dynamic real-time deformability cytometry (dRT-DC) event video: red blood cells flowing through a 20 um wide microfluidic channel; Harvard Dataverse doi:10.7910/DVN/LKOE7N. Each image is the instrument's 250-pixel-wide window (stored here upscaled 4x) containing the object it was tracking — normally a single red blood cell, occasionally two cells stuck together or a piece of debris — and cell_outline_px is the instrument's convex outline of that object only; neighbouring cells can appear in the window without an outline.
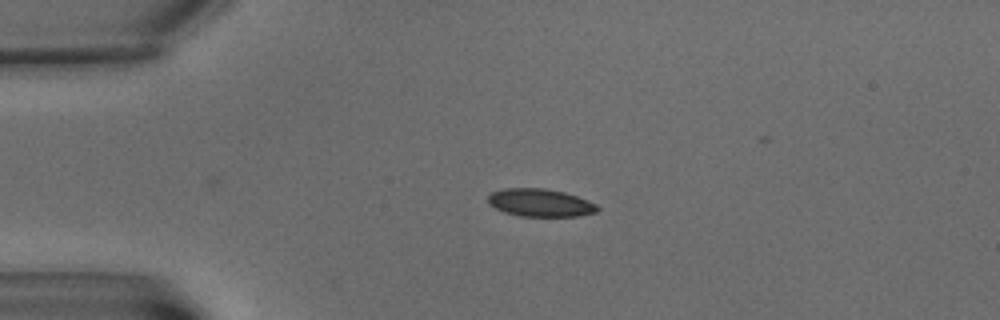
{"species": "common noctule bat (a hibernating species)", "species_latin": "Nyctalus noctula", "temperature_condition": "warm", "stored_images_in_passage": 5, "camera_frame_rate_fps": 3000, "um_per_image_px": 0.085, "animal": {"sex": "male", "body_mass_g": 15.6}, "frame": {"image": 1, "passage_image": 4, "time_ms": 3.667, "image_size_px": [1000, 320], "cell_outline_px": [[600, 208], [596, 212], [576, 216], [520, 216], [504, 212], [488, 204], [488, 196], [492, 192], [504, 188], [544, 188], [564, 192], [588, 200], [596, 204]], "centroid_in_image_um": [45.91, 17.23], "position_along_channel_um": 39.1, "area_um2": 17.69}}